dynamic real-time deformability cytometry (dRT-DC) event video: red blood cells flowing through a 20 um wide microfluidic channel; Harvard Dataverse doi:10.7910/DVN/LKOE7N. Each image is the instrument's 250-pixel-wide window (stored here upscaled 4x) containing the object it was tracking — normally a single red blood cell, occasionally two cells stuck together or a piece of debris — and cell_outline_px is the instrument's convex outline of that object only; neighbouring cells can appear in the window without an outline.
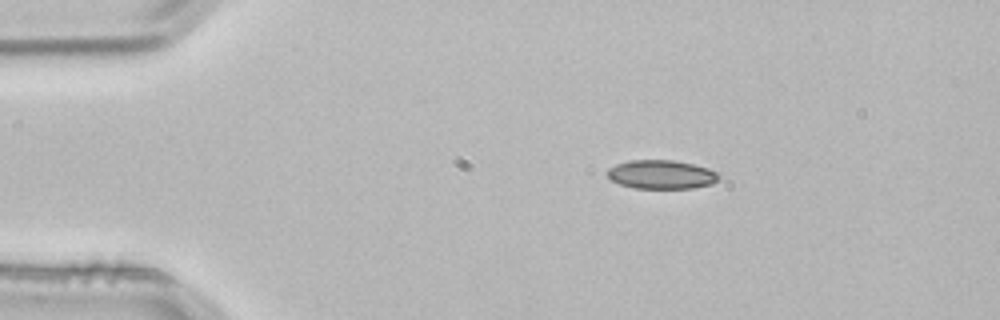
{"species": "common noctule bat (a hibernating species)", "species_latin": "Nyctalus noctula", "temperature_condition": "room temperature", "stored_images_in_passage": 2, "camera_frame_rate_fps": 3000, "um_per_image_px": 0.085, "animal": {"sex": "male", "body_mass_g": 21.5, "forearm_length_mm": 52.0}, "frame": {"image": 1, "passage_image": 1, "time_ms": 0.0, "image_size_px": [1000, 320], "cell_outline_px": [[720, 176], [712, 184], [692, 188], [632, 188], [620, 184], [612, 180], [608, 176], [608, 168], [616, 164], [628, 160], [672, 160], [692, 164], [708, 168], [716, 172]], "centroid_in_image_um": [56.2, 14.83], "position_along_channel_um": 28.8, "area_um2": 18.61}}